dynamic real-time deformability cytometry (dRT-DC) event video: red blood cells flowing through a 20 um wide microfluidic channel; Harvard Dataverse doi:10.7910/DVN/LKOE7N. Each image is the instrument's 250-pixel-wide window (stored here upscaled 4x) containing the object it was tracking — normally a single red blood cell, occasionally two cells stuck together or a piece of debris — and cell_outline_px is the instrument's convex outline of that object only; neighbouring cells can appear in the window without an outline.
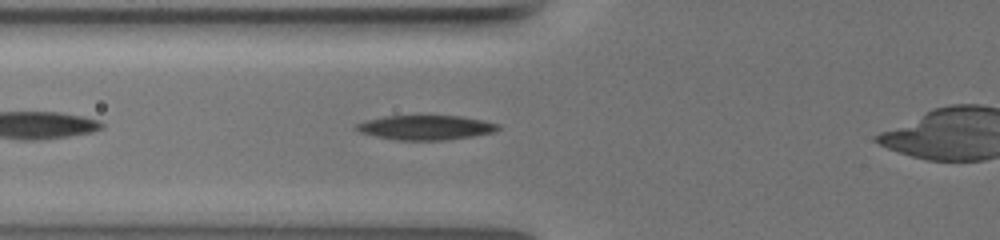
{"species": "common noctule bat (a hibernating species)", "species_latin": "Nyctalus noctula", "temperature_condition": "warm", "stored_images_in_passage": 38, "camera_frame_rate_fps": 3000, "um_per_image_px": 0.085, "animal": {"sex": "female", "body_mass_g": 19.5, "forearm_length_mm": 54.1}, "frame": {"image": 1, "passage_image": 5, "time_ms": 1.333, "image_size_px": [1000, 240], "cell_outline_px": [[500, 128], [492, 132], [472, 136], [448, 140], [396, 140], [376, 136], [360, 132], [356, 128], [356, 124], [368, 120], [388, 116], [460, 116], [500, 124]], "centroid_in_image_um": [36.2, 10.85], "position_along_channel_um": 89.6, "area_um2": 19.94}}
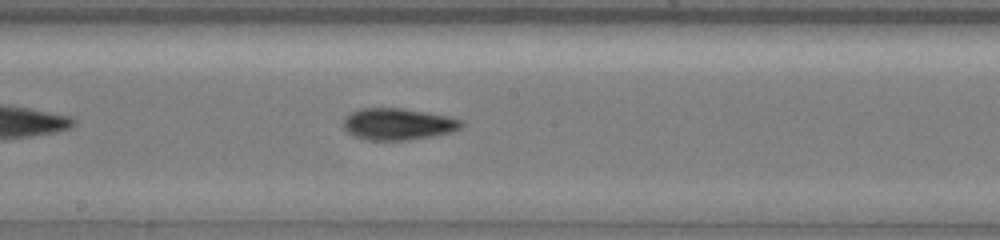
{"frame": {"image": 2, "passage_image": 16, "time_ms": 5.0, "image_size_px": [1000, 240], "cell_outline_px": [[464, 124], [460, 128], [448, 132], [432, 136], [408, 140], [368, 140], [356, 136], [348, 132], [344, 128], [344, 120], [352, 112], [360, 108], [400, 108], [444, 116], [460, 120]], "centroid_in_image_um": [33.79, 10.55], "position_along_channel_um": 214.4, "area_um2": 21.21}}
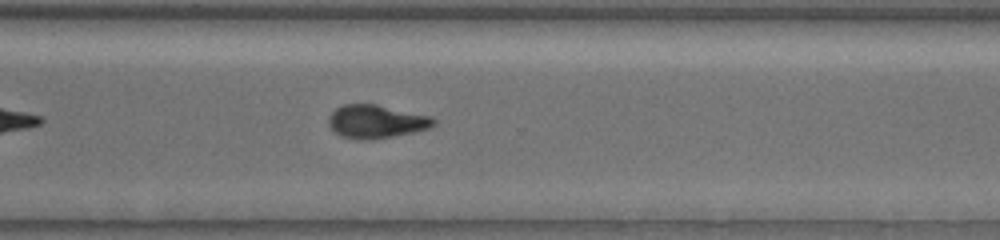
{"frame": {"image": 3, "passage_image": 27, "time_ms": 8.667, "image_size_px": [1000, 240], "cell_outline_px": [[436, 124], [428, 128], [412, 132], [392, 136], [368, 140], [356, 140], [340, 136], [328, 124], [328, 120], [332, 112], [336, 108], [344, 104], [376, 104], [428, 116], [436, 120]], "centroid_in_image_um": [31.93, 10.34], "position_along_channel_um": 338.7, "area_um2": 20.11}}